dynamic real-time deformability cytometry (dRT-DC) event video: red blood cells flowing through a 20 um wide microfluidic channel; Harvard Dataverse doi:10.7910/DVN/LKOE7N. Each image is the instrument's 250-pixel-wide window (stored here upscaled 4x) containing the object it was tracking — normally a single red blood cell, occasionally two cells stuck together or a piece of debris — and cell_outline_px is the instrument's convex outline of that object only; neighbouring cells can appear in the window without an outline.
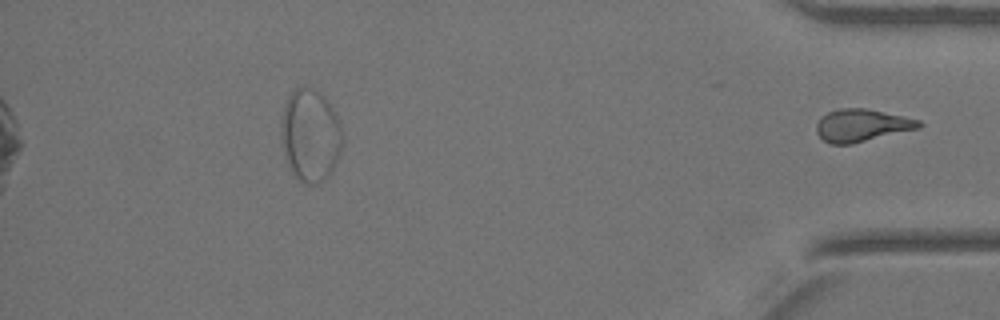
{"species": "Egyptian fruit bat (a non-hibernating species)", "species_latin": "Rousettus aegyptiacus", "temperature_condition": "warm", "stored_images_in_passage": 37, "segment_of_instrument_passage": [2, 2], "camera_frame_rate_fps": 3000, "um_per_image_px": 0.085, "animal": {"sex": "female"}, "frame": {"image": 1, "passage_image": 37, "time_ms": 12.0, "image_size_px": [1000, 320], "cell_outline_px": [[924, 124], [920, 128], [852, 144], [832, 144], [824, 140], [816, 132], [816, 124], [820, 116], [828, 112], [840, 108], [868, 108], [904, 116], [920, 120]], "centroid_in_image_um": [73.26, 10.64], "position_along_channel_um": 361.9, "area_um2": 19.59}}